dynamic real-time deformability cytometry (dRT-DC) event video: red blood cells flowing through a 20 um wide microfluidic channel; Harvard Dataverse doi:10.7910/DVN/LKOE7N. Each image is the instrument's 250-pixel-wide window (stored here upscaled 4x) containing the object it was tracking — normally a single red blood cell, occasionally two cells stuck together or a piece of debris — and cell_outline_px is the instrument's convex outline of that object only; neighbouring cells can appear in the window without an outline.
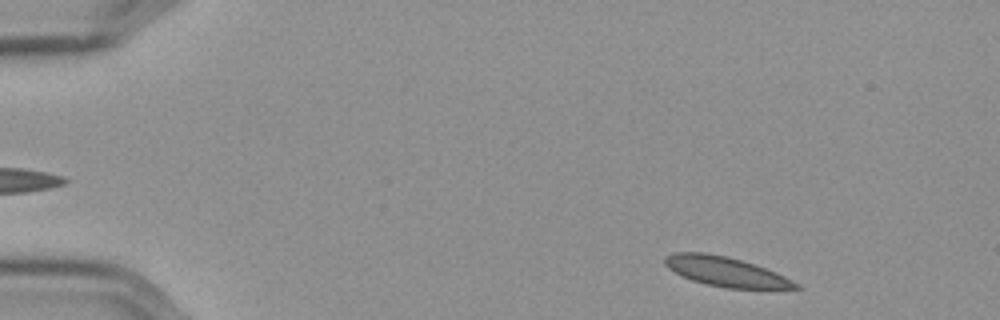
{"species": "Egyptian fruit bat (a non-hibernating species)", "species_latin": "Rousettus aegyptiacus", "temperature_condition": "cold", "stored_images_in_passage": 52, "camera_frame_rate_fps": 3000, "um_per_image_px": 0.085, "frame": {"image": 1, "passage_image": 2, "time_ms": 0.333, "image_size_px": [1000, 320], "cell_outline_px": [[804, 288], [724, 288], [704, 284], [692, 280], [668, 268], [664, 264], [664, 256], [676, 252], [704, 252], [728, 256], [776, 272], [800, 284]], "centroid_in_image_um": [61.66, 23.08], "position_along_channel_um": 23.3, "area_um2": 22.37}}
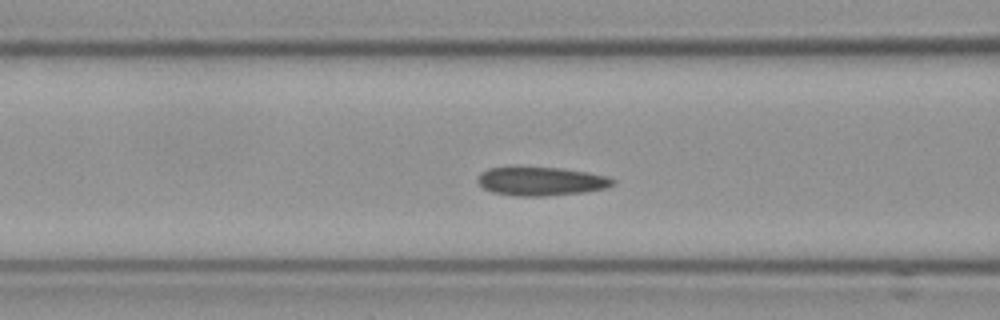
{"frame": {"image": 2, "passage_image": 18, "time_ms": 5.667, "image_size_px": [1000, 320], "cell_outline_px": [[616, 184], [608, 188], [584, 192], [544, 196], [516, 196], [492, 192], [484, 188], [476, 180], [480, 172], [488, 168], [516, 164], [520, 164], [564, 168], [588, 172], [604, 176], [616, 180]], "centroid_in_image_um": [45.94, 15.36], "position_along_channel_um": 120.7, "area_um2": 23.64}}
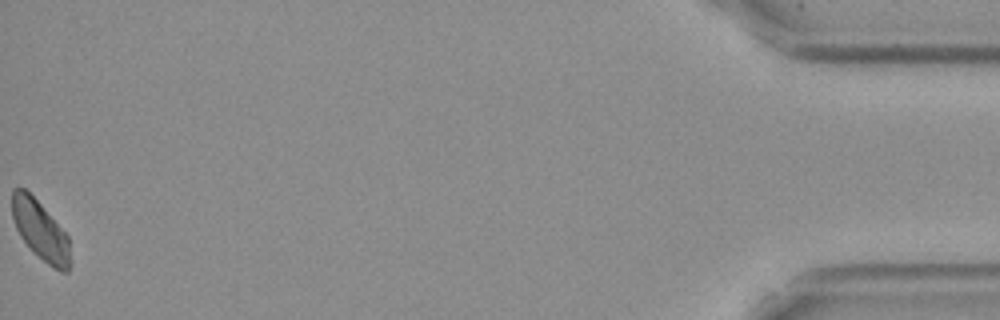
{"frame": {"image": 3, "passage_image": 52, "time_ms": 17.0, "image_size_px": [1000, 320], "cell_outline_px": [[72, 264], [68, 272], [60, 272], [48, 264], [32, 252], [20, 236], [16, 228], [12, 216], [12, 188], [24, 188], [40, 204], [68, 236]], "centroid_in_image_um": [3.45, 19.64], "position_along_channel_um": 431.8, "area_um2": 20.11}, "authors_computed_cell_mechanics": {"area_um2": 22.1952, "velocity_mm_per_s": 3.5498, "shape_relaxation_time_tau1_ms": null, "shape_relaxation_time_tau2_ms": 4.048, "deformation_change_tau1": null, "deformation_change_tau2": 0.0513}}